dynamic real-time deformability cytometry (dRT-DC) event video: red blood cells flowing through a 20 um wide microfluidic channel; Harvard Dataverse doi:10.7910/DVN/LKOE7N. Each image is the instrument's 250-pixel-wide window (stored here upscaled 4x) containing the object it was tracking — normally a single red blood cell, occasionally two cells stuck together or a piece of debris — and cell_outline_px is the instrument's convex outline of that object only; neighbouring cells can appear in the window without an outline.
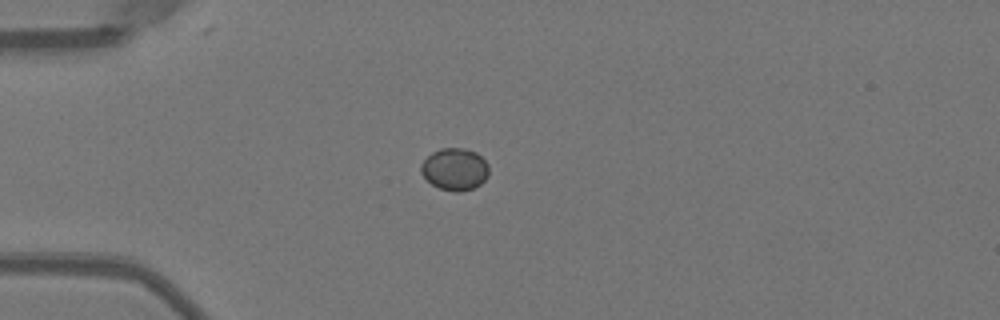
{"species": "Egyptian fruit bat (a non-hibernating species)", "species_latin": "Rousettus aegyptiacus", "temperature_condition": "warm", "stored_images_in_passage": 51, "camera_frame_rate_fps": 3000, "um_per_image_px": 0.085, "animal": {"sex": "female"}, "frame": {"image": 1, "passage_image": 14, "time_ms": 4.333, "image_size_px": [1000, 320], "cell_outline_px": [[488, 176], [480, 184], [472, 188], [460, 192], [452, 192], [440, 188], [432, 184], [420, 172], [420, 164], [432, 152], [440, 148], [464, 148], [476, 152], [488, 164]], "centroid_in_image_um": [38.65, 14.38], "position_along_channel_um": 46.4, "area_um2": 16.65}}
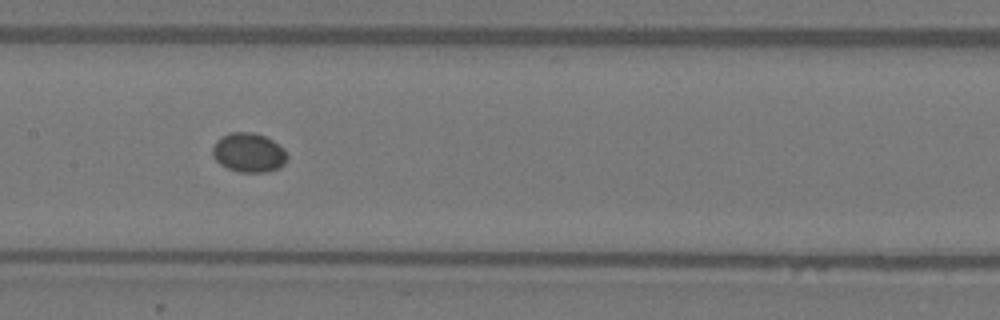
{"frame": {"image": 2, "passage_image": 26, "time_ms": 8.333, "image_size_px": [1000, 320], "cell_outline_px": [[288, 160], [280, 168], [268, 172], [240, 172], [228, 168], [220, 164], [212, 156], [212, 148], [216, 140], [220, 136], [232, 132], [256, 132], [272, 140], [284, 148], [288, 156]], "centroid_in_image_um": [21.15, 12.97], "position_along_channel_um": 186.2, "area_um2": 17.34}}
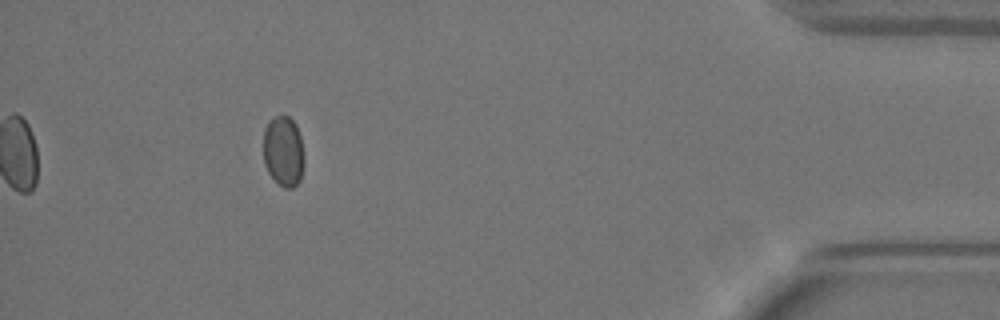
{"frame": {"image": 3, "passage_image": 47, "time_ms": 15.333, "image_size_px": [1000, 320], "cell_outline_px": [[304, 164], [300, 180], [292, 188], [284, 188], [268, 172], [264, 164], [264, 128], [268, 120], [276, 116], [288, 116], [296, 124], [300, 136], [304, 156]], "centroid_in_image_um": [24.09, 12.84], "position_along_channel_um": 411.1, "area_um2": 16.76}}